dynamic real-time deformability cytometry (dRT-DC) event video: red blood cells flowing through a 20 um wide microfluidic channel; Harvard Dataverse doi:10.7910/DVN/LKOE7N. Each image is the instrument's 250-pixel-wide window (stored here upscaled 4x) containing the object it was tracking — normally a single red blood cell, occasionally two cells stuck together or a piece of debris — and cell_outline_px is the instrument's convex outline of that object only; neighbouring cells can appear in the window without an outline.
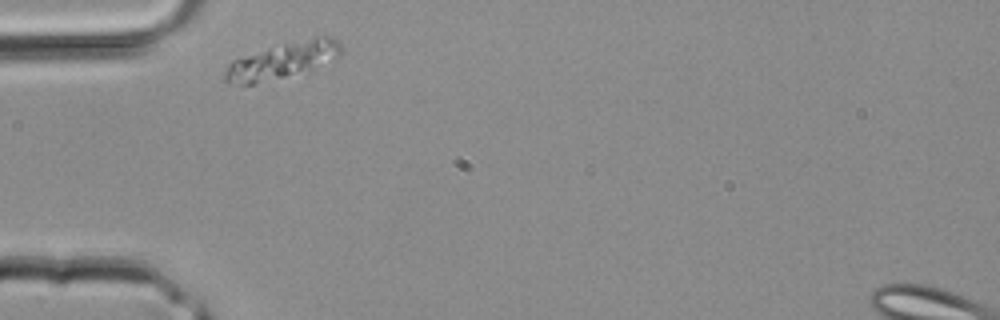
{"species": "common noctule bat (a hibernating species)", "species_latin": "Nyctalus noctula", "temperature_condition": "room temperature", "stored_images_in_passage": 21, "camera_frame_rate_fps": 3000, "um_per_image_px": 0.085, "animal": {"sex": "male", "body_mass_g": 20.4}, "frame": {"image": 1, "passage_image": 1, "time_ms": 0.0, "image_size_px": [1000, 320], "cell_outline_px": [[340, 56], [336, 60], [312, 72], [252, 84], [228, 84], [224, 80], [224, 72], [228, 64], [232, 60], [268, 48], [284, 44], [324, 36], [332, 36], [340, 40]], "centroid_in_image_um": [24.08, 5.19], "position_along_channel_um": 60.9, "area_um2": 24.91}}
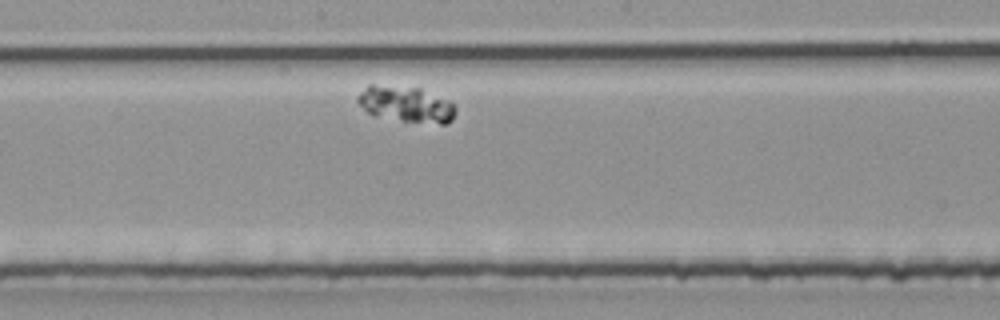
{"frame": {"image": 2, "passage_image": 11, "time_ms": 3.333, "image_size_px": [1000, 320], "cell_outline_px": [[456, 112], [452, 120], [448, 124], [440, 124], [400, 120], [368, 112], [356, 100], [356, 96], [368, 84], [372, 84], [420, 88], [448, 100], [456, 108]], "centroid_in_image_um": [34.54, 8.84], "position_along_channel_um": 213.7, "area_um2": 20.23}}
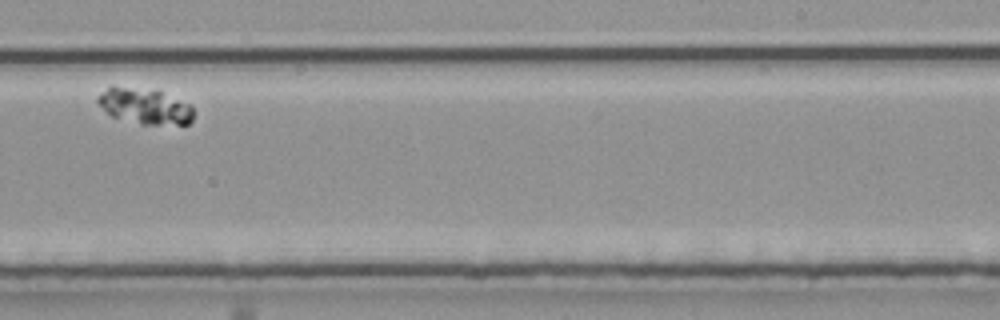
{"frame": {"image": 3, "passage_image": 15, "time_ms": 4.667, "image_size_px": [1000, 320], "cell_outline_px": [[196, 112], [192, 120], [188, 124], [140, 124], [112, 116], [96, 100], [96, 96], [112, 84], [156, 88], [188, 104]], "centroid_in_image_um": [12.3, 8.97], "position_along_channel_um": 276.7, "area_um2": 20.46}}